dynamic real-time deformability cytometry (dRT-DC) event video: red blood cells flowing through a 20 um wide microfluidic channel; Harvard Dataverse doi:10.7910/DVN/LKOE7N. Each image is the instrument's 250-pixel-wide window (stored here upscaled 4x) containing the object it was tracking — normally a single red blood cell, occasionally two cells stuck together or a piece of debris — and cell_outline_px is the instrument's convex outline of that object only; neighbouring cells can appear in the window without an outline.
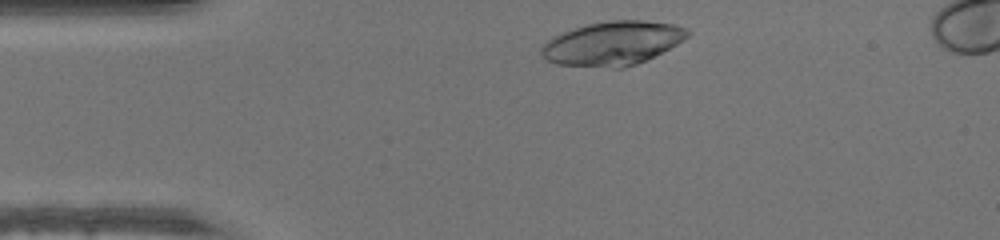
{"species": "human", "species_latin": "Homo sapiens", "temperature_condition": "warm", "stored_images_in_passage": 32, "camera_frame_rate_fps": 3000, "um_per_image_px": 0.085, "donor": {"sex": "male"}, "frame": {"image": 1, "passage_image": 2, "time_ms": 0.333, "image_size_px": [1000, 240], "cell_outline_px": [[692, 32], [684, 40], [636, 64], [620, 68], [612, 68], [556, 64], [544, 60], [540, 52], [540, 48], [552, 36], [572, 28], [588, 24], [608, 20], [644, 20], [676, 24], [688, 28]], "centroid_in_image_um": [52.05, 3.67], "position_along_channel_um": 33.0, "area_um2": 37.51}}
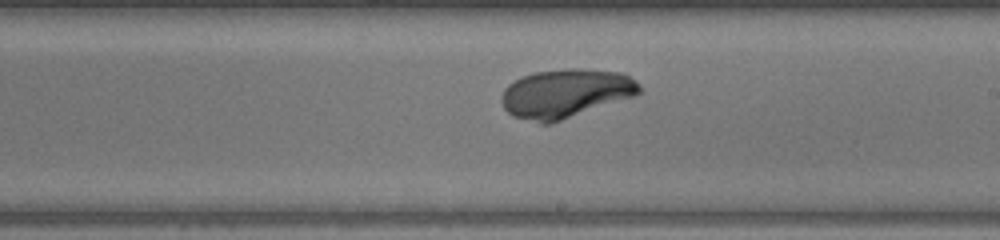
{"frame": {"image": 2, "passage_image": 20, "time_ms": 6.333, "image_size_px": [1000, 240], "cell_outline_px": [[644, 88], [636, 96], [552, 124], [540, 124], [512, 116], [504, 108], [500, 100], [500, 96], [504, 88], [508, 84], [520, 76], [536, 72], [572, 68], [624, 72], [636, 80]], "centroid_in_image_um": [48.09, 7.95], "position_along_channel_um": 240.9, "area_um2": 40.0}}
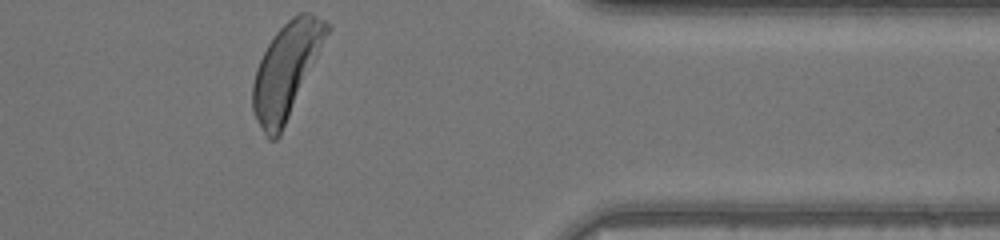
{"frame": {"image": 3, "passage_image": 32, "time_ms": 10.333, "image_size_px": [1000, 240], "cell_outline_px": [[332, 28], [280, 136], [276, 140], [268, 140], [256, 120], [252, 112], [252, 84], [256, 68], [268, 44], [276, 32], [292, 16], [300, 12], [308, 12], [332, 24]], "centroid_in_image_um": [24.34, 5.99], "position_along_channel_um": 387.1, "area_um2": 40.86}}